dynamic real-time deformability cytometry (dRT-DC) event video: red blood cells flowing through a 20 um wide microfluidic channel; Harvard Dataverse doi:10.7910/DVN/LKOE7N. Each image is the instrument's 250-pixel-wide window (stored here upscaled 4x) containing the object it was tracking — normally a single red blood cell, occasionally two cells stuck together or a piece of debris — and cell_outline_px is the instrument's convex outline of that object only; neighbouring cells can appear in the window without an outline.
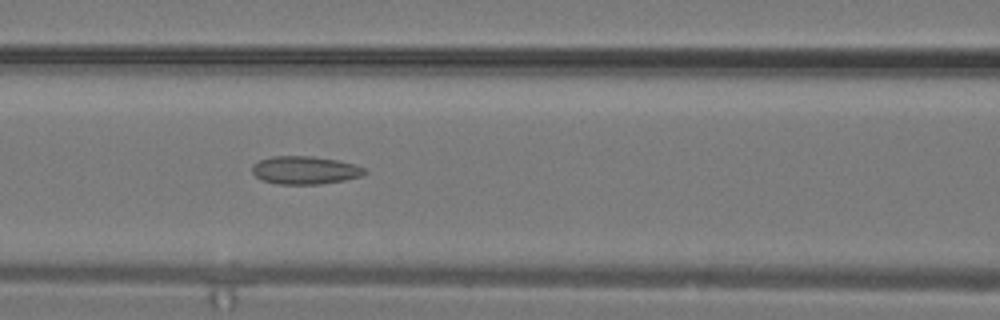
{"species": "common noctule bat (a hibernating species)", "species_latin": "Nyctalus noctula", "temperature_condition": "warm", "stored_images_in_passage": 8, "camera_frame_rate_fps": 3000, "um_per_image_px": 0.085, "animal": {"sex": "male", "body_mass_g": 19.2, "forearm_length_mm": 51.8}, "frame": {"image": 1, "passage_image": 8, "time_ms": 2.333, "image_size_px": [1000, 320], "cell_outline_px": [[368, 172], [360, 176], [344, 180], [320, 184], [276, 184], [260, 180], [252, 172], [252, 164], [260, 160], [272, 156], [312, 156], [336, 160], [352, 164], [364, 168]], "centroid_in_image_um": [25.87, 14.47], "position_along_channel_um": 140.7, "area_um2": 18.32}}